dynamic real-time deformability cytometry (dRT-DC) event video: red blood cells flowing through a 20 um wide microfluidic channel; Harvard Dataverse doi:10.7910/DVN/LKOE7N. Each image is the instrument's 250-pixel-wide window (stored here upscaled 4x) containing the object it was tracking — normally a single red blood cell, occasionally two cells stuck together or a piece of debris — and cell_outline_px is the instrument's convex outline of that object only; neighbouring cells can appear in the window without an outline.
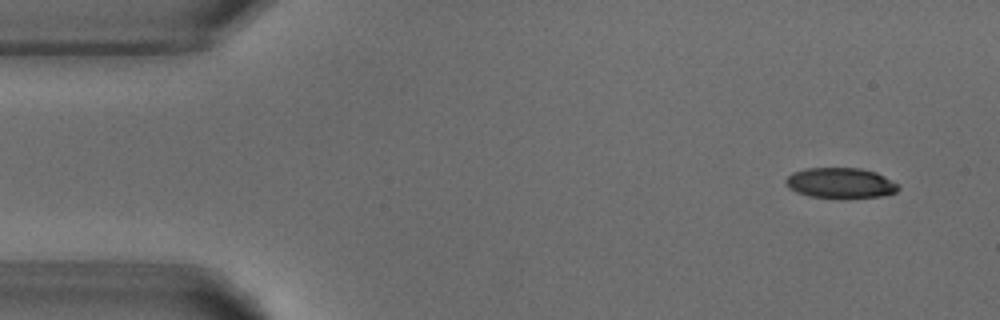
{"species": "common noctule bat (a hibernating species)", "species_latin": "Nyctalus noctula", "temperature_condition": "warm", "stored_images_in_passage": 3, "camera_frame_rate_fps": 3000, "um_per_image_px": 0.085, "animal": {"sex": "male", "body_mass_g": 18.8}, "frame": {"image": 1, "passage_image": 1, "time_ms": 0.0, "image_size_px": [1000, 320], "cell_outline_px": [[900, 188], [896, 192], [884, 196], [840, 200], [808, 196], [796, 192], [788, 188], [784, 180], [792, 172], [804, 168], [860, 168], [876, 172], [900, 184]], "centroid_in_image_um": [71.45, 15.59], "position_along_channel_um": 13.5, "area_um2": 20.75}}
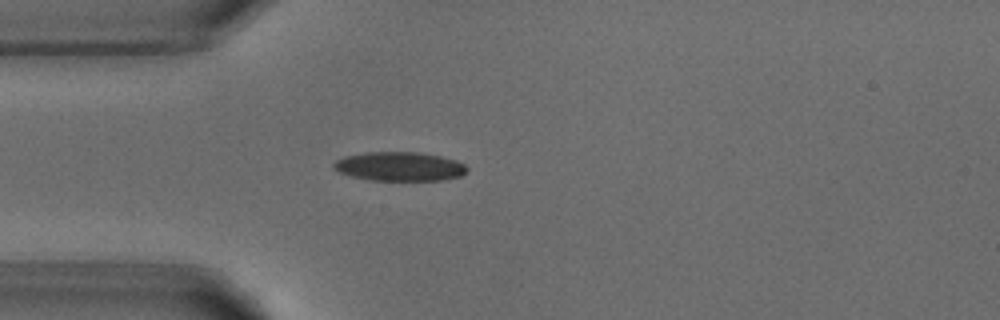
{"frame": {"image": 2, "passage_image": 3, "time_ms": 3.333, "image_size_px": [1000, 320], "cell_outline_px": [[468, 172], [460, 176], [444, 180], [368, 180], [352, 176], [340, 172], [332, 168], [332, 164], [336, 160], [344, 156], [368, 152], [416, 152], [440, 156], [456, 160], [464, 164], [468, 168]], "centroid_in_image_um": [33.96, 14.15], "position_along_channel_um": 51.0, "area_um2": 22.6}}